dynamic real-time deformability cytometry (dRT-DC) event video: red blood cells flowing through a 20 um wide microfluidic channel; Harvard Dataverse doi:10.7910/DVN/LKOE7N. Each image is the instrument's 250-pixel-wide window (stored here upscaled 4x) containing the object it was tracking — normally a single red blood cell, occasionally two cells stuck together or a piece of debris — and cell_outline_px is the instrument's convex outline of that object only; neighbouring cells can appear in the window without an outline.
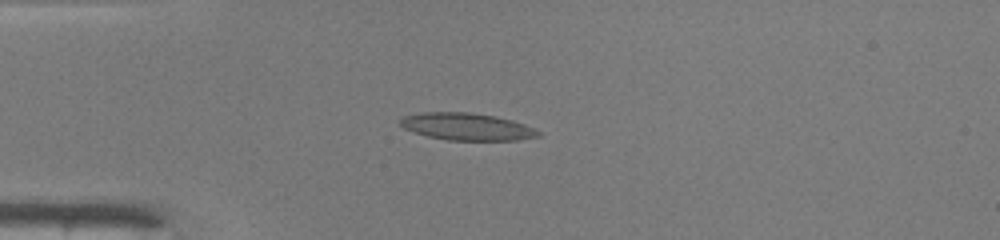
{"species": "common noctule bat (a hibernating species)", "species_latin": "Nyctalus noctula", "temperature_condition": "warm", "stored_images_in_passage": 49, "camera_frame_rate_fps": 3000, "um_per_image_px": 0.085, "animal": {"sex": "male", "body_mass_g": 19.0, "forearm_length_mm": 50.8}, "frame": {"image": 1, "passage_image": 13, "time_ms": 4.0, "image_size_px": [1000, 240], "cell_outline_px": [[540, 136], [516, 140], [448, 140], [428, 136], [404, 128], [400, 124], [400, 120], [404, 116], [424, 112], [468, 112], [496, 116], [512, 120], [524, 124], [540, 132]], "centroid_in_image_um": [39.69, 10.76], "position_along_channel_um": 45.3, "area_um2": 21.62}}
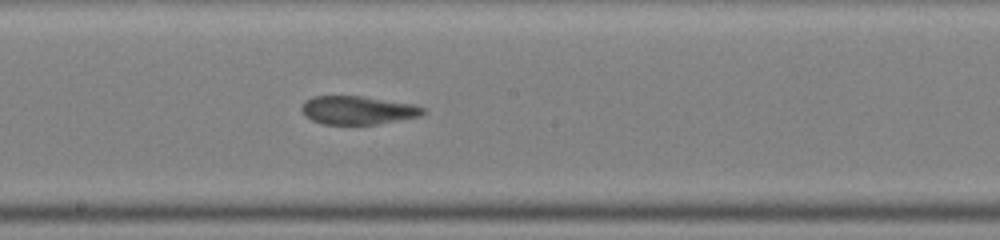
{"frame": {"image": 2, "passage_image": 27, "time_ms": 8.667, "image_size_px": [1000, 240], "cell_outline_px": [[424, 112], [420, 116], [376, 124], [324, 124], [312, 120], [300, 108], [304, 100], [312, 96], [360, 96], [412, 104], [424, 108]], "centroid_in_image_um": [30.37, 9.36], "position_along_channel_um": 217.8, "area_um2": 19.77}}
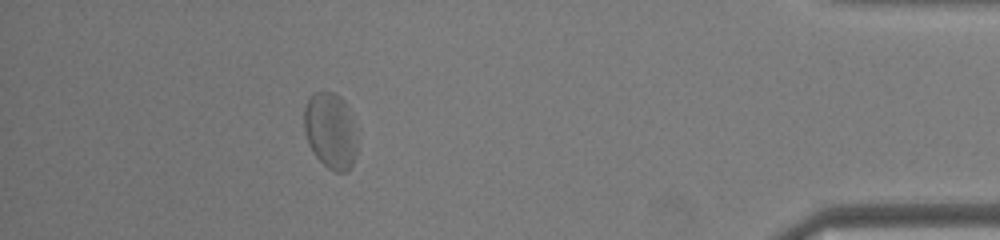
{"frame": {"image": 3, "passage_image": 44, "time_ms": 14.333, "image_size_px": [1000, 240], "cell_outline_px": [[360, 128], [356, 156], [348, 172], [336, 172], [328, 168], [316, 156], [308, 144], [304, 132], [304, 108], [308, 100], [316, 92], [336, 92], [344, 100]], "centroid_in_image_um": [28.17, 11.11], "position_along_channel_um": 407.0, "area_um2": 24.45}, "authors_computed_cell_mechanics": {"area_um2": 21.7328, "velocity_mm_per_s": 4.1474, "shape_relaxation_time_tau1_ms": null, "shape_relaxation_time_tau2_ms": 1.1062, "deformation_change_tau1": null, "deformation_change_tau2": 0.0704}}